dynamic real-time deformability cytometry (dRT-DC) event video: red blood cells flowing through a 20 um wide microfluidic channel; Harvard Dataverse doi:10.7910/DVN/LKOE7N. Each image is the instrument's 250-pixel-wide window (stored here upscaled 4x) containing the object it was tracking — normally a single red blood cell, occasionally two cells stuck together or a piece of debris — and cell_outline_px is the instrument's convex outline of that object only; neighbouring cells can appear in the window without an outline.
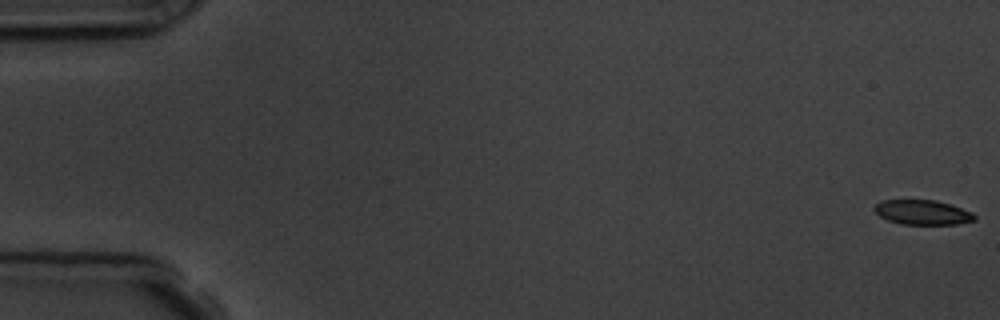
{"species": "common noctule bat (a hibernating species)", "species_latin": "Nyctalus noctula", "temperature_condition": "room temperature", "stored_images_in_passage": 7, "camera_frame_rate_fps": 3000, "um_per_image_px": 0.085, "animal": {"sex": "male", "body_mass_g": 19.5, "forearm_length_mm": 54.6}, "frame": {"image": 1, "passage_image": 1, "time_ms": 0.0, "image_size_px": [1000, 320], "cell_outline_px": [[976, 220], [956, 224], [900, 224], [888, 220], [880, 216], [872, 208], [880, 200], [936, 200], [972, 212], [976, 216]], "centroid_in_image_um": [78.39, 18.05], "position_along_channel_um": 6.6, "area_um2": 14.33}}
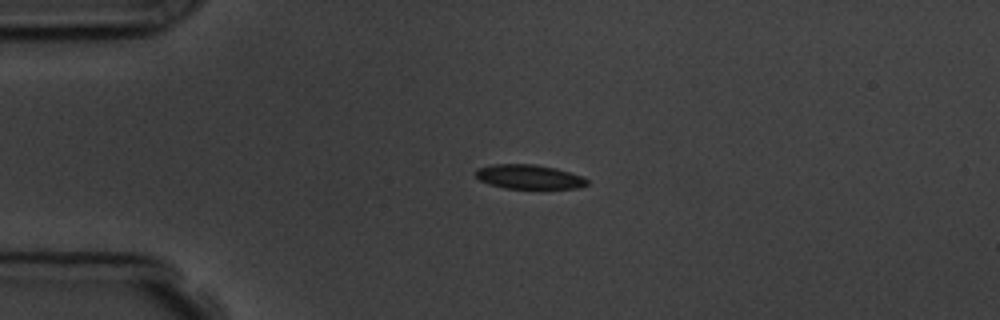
{"frame": {"image": 2, "passage_image": 5, "time_ms": 4.333, "image_size_px": [1000, 320], "cell_outline_px": [[588, 184], [580, 188], [504, 188], [488, 184], [480, 180], [472, 172], [476, 168], [492, 164], [532, 164], [556, 168], [584, 176], [588, 180]], "centroid_in_image_um": [44.94, 15.02], "position_along_channel_um": 40.1, "area_um2": 15.95}}